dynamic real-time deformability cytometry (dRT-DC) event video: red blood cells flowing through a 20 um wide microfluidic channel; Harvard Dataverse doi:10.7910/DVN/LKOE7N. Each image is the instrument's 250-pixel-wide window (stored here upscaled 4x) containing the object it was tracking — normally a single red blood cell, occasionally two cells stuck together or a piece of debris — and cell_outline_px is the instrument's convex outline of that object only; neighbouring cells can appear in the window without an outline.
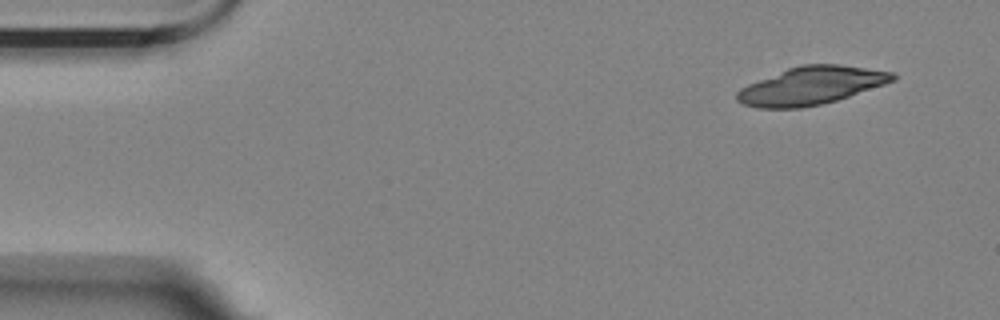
{"species": "Egyptian fruit bat (a non-hibernating species)", "species_latin": "Rousettus aegyptiacus", "temperature_condition": "room temperature", "stored_images_in_passage": 14, "camera_frame_rate_fps": 3000, "um_per_image_px": 0.085, "animal": {"sex": "female"}, "frame": {"image": 1, "passage_image": 1, "time_ms": 0.0, "image_size_px": [1000, 320], "cell_outline_px": [[896, 80], [836, 100], [820, 104], [800, 108], [760, 108], [744, 104], [736, 100], [736, 92], [740, 88], [748, 84], [788, 68], [800, 64], [840, 64], [892, 72], [896, 76]], "centroid_in_image_um": [68.93, 7.28], "position_along_channel_um": 16.1, "area_um2": 34.04}}